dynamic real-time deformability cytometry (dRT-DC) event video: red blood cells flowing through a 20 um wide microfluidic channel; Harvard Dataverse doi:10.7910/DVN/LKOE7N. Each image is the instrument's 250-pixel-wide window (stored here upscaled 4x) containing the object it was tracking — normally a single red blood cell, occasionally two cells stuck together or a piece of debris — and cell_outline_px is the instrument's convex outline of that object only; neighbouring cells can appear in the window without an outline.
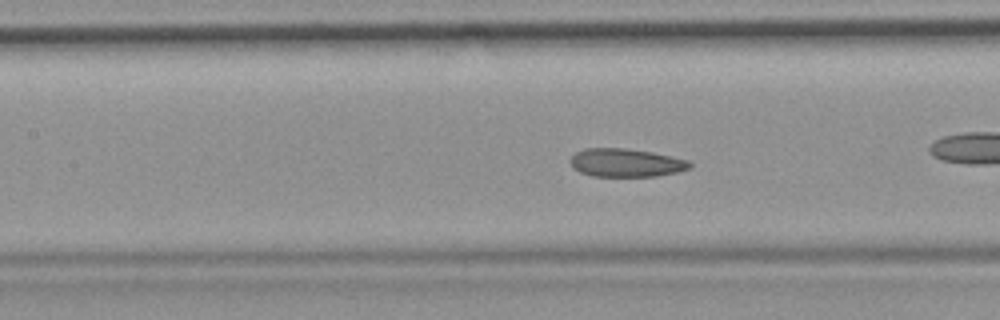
{"species": "common noctule bat (a hibernating species)", "species_latin": "Nyctalus noctula", "temperature_condition": "room temperature", "stored_images_in_passage": 52, "camera_frame_rate_fps": 3000, "um_per_image_px": 0.085, "animal": {"sex": "female", "body_mass_g": 19.9}, "frame": {"image": 1, "passage_image": 23, "time_ms": 7.333, "image_size_px": [1000, 320], "cell_outline_px": [[692, 164], [688, 168], [676, 172], [656, 176], [592, 176], [580, 172], [572, 168], [572, 156], [576, 152], [584, 148], [624, 148], [652, 152], [688, 160]], "centroid_in_image_um": [53.18, 13.83], "position_along_channel_um": 154.2, "area_um2": 19.48}, "authors_computed_cell_mechanics": {"area_um2": 20.5768, "velocity_mm_per_s": 3.8969, "shape_relaxation_time_tau1_ms": null, "shape_relaxation_time_tau2_ms": 2.0933, "deformation_change_tau1": null, "deformation_change_tau2": 0.0895}}